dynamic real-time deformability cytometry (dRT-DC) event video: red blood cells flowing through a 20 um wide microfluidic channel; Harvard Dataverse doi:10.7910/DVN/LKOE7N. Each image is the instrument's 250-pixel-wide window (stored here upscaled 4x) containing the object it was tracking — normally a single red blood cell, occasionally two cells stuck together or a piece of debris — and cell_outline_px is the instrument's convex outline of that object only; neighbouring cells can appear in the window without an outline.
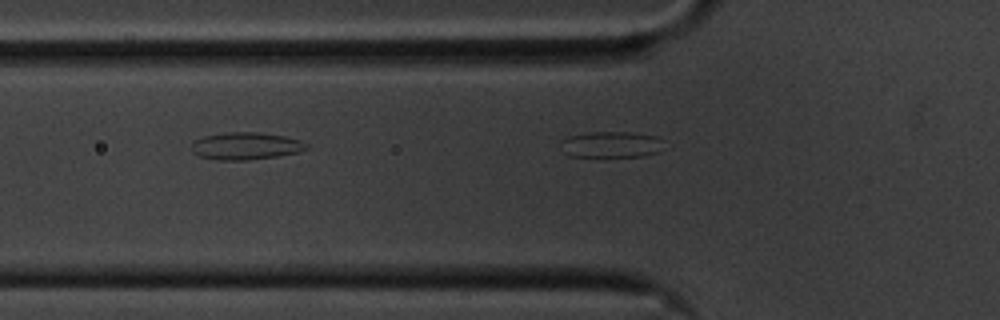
{"species": "common noctule bat (a hibernating species)", "species_latin": "Nyctalus noctula", "temperature_condition": "cold", "stored_images_in_passage": 18, "segment_of_instrument_passage": [2, 2], "camera_frame_rate_fps": 3000, "um_per_image_px": 0.085, "animal": {"sex": "male", "body_mass_g": 20.1, "forearm_length_mm": 53.5}, "frame": {"image": 1, "passage_image": 18, "time_ms": 5.667, "image_size_px": [1000, 320], "cell_outline_px": [[664, 140], [656, 152], [644, 156], [604, 160], [568, 156], [564, 152], [560, 140], [568, 136], [588, 132], [632, 132], [656, 136]], "centroid_in_image_um": [51.88, 12.34], "position_along_channel_um": 73.9, "area_um2": 16.7}}